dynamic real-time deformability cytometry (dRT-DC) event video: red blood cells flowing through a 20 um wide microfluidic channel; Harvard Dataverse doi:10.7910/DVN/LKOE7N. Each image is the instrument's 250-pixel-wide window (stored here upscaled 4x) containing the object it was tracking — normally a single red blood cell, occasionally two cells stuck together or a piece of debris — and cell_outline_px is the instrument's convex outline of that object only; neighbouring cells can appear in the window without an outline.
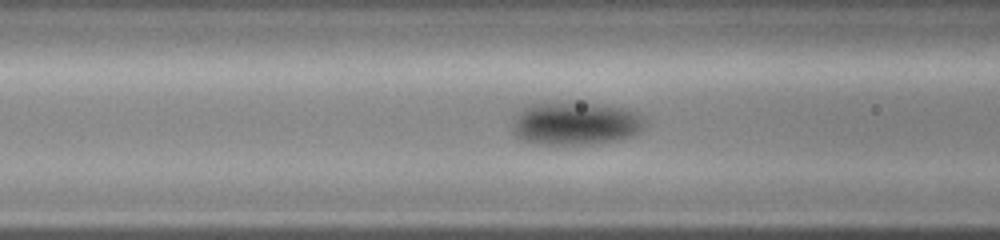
{"species": "common noctule bat (a hibernating species)", "species_latin": "Nyctalus noctula", "temperature_condition": "cold", "stored_images_in_passage": 29, "camera_frame_rate_fps": 3000, "um_per_image_px": 0.085, "animal": {"sex": "female", "body_mass_g": 19.0, "forearm_length_mm": 51.5}, "frame": {"image": 1, "passage_image": 4, "time_ms": 1.0, "image_size_px": [1000, 240], "cell_outline_px": [[648, 124], [640, 132], [632, 136], [620, 140], [592, 144], [544, 144], [524, 140], [516, 136], [512, 132], [512, 124], [516, 116], [524, 108], [532, 104], [592, 104], [628, 108], [644, 116]], "centroid_in_image_um": [49.01, 10.52], "position_along_channel_um": 117.6, "area_um2": 33.0}}
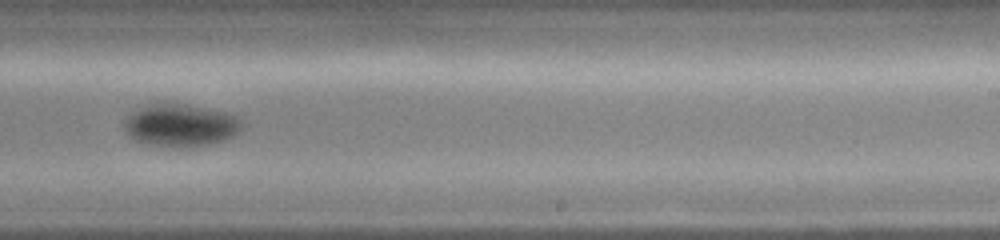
{"frame": {"image": 2, "passage_image": 14, "time_ms": 4.333, "image_size_px": [1000, 240], "cell_outline_px": [[244, 124], [240, 132], [224, 140], [208, 144], [188, 148], [172, 148], [152, 144], [136, 140], [124, 128], [124, 120], [132, 112], [148, 104], [164, 100], [168, 100], [228, 112], [236, 116]], "centroid_in_image_um": [15.38, 10.61], "position_along_channel_um": 273.6, "area_um2": 29.82}}
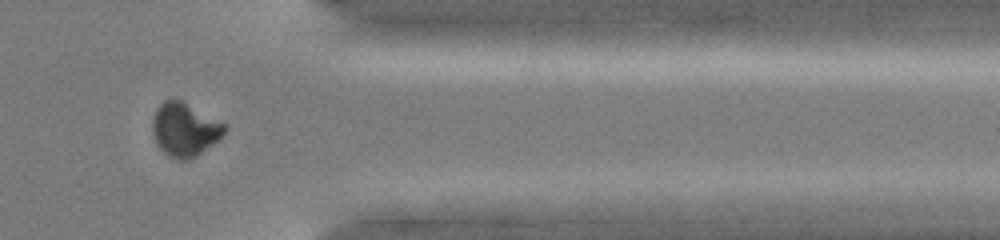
{"frame": {"image": 3, "passage_image": 22, "time_ms": 7.0, "image_size_px": [1000, 240], "cell_outline_px": [[228, 128], [220, 140], [196, 156], [188, 160], [180, 160], [164, 152], [156, 144], [152, 132], [152, 116], [156, 108], [164, 100], [172, 96], [228, 124]], "centroid_in_image_um": [15.72, 10.98], "position_along_channel_um": 395.7, "area_um2": 22.95}}